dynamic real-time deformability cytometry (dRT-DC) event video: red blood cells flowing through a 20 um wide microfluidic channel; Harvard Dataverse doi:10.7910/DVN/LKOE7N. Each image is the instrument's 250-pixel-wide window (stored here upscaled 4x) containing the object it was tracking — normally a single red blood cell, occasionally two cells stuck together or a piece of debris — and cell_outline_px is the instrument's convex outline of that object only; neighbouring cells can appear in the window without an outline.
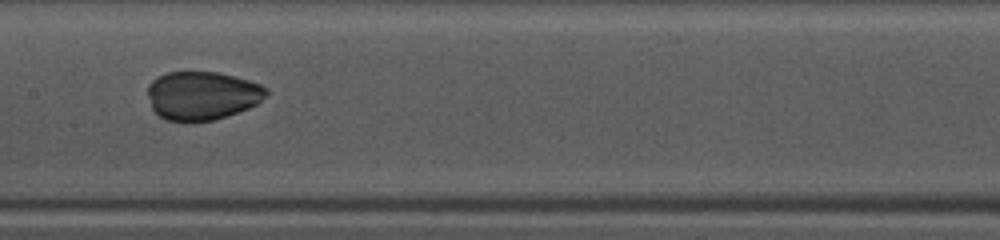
{"species": "common noctule bat (a hibernating species)", "species_latin": "Nyctalus noctula", "temperature_condition": "warm", "stored_images_in_passage": 46, "camera_frame_rate_fps": 3000, "um_per_image_px": 0.085, "animal": {"sex": "female", "body_mass_g": 10.0, "forearm_length_mm": 53.1}, "frame": {"image": 1, "passage_image": 23, "time_ms": 7.333, "image_size_px": [1000, 240], "cell_outline_px": [[268, 92], [256, 104], [248, 108], [212, 120], [192, 124], [164, 120], [152, 108], [148, 96], [148, 84], [152, 80], [168, 72], [220, 72], [248, 80], [260, 84], [268, 88]], "centroid_in_image_um": [17.15, 8.14], "position_along_channel_um": 190.2, "area_um2": 33.76}}
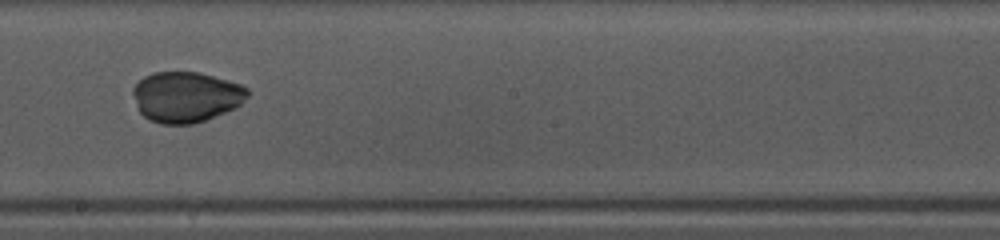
{"frame": {"image": 2, "passage_image": 26, "time_ms": 8.333, "image_size_px": [1000, 240], "cell_outline_px": [[248, 96], [240, 104], [224, 112], [204, 120], [192, 124], [160, 124], [148, 120], [140, 112], [136, 104], [132, 92], [132, 88], [144, 76], [152, 72], [200, 72], [240, 84], [248, 88]], "centroid_in_image_um": [15.78, 8.23], "position_along_channel_um": 232.4, "area_um2": 33.64}}
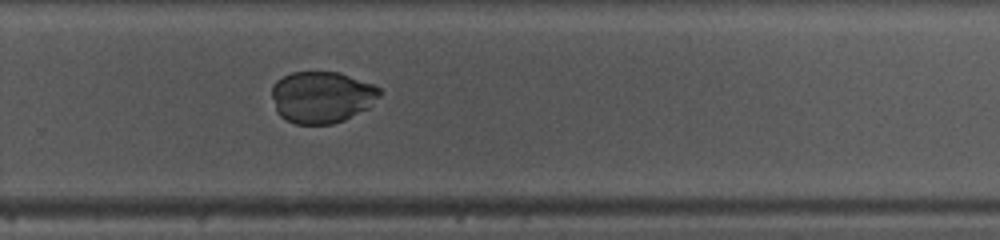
{"frame": {"image": 3, "passage_image": 31, "time_ms": 10.0, "image_size_px": [1000, 240], "cell_outline_px": [[384, 92], [368, 108], [344, 120], [332, 124], [296, 124], [280, 116], [276, 112], [272, 96], [272, 84], [276, 80], [292, 72], [340, 72], [372, 84], [380, 88]], "centroid_in_image_um": [27.36, 8.25], "position_along_channel_um": 302.4, "area_um2": 32.6}}